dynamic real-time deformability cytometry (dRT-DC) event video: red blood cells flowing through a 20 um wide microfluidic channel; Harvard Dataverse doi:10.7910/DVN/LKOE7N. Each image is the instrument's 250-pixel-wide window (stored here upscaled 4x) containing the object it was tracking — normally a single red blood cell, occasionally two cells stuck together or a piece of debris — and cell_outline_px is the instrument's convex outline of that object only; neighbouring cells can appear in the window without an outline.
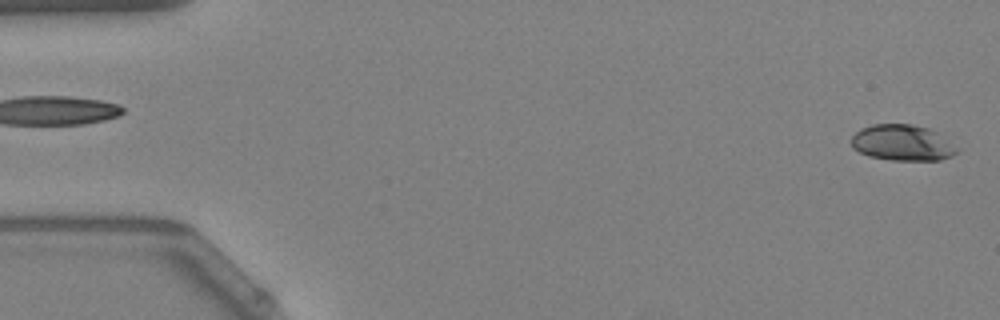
{"species": "Egyptian fruit bat (a non-hibernating species)", "species_latin": "Rousettus aegyptiacus", "temperature_condition": "warm", "stored_images_in_passage": 51, "camera_frame_rate_fps": 3000, "um_per_image_px": 0.085, "animal": {"sex": "female"}, "frame": {"image": 1, "passage_image": 1, "time_ms": 0.0, "image_size_px": [1000, 320], "cell_outline_px": [[960, 148], [952, 156], [940, 160], [892, 160], [868, 156], [852, 148], [852, 136], [860, 128], [872, 124], [912, 124], [928, 128], [936, 132]], "centroid_in_image_um": [76.7, 12.13], "position_along_channel_um": 8.3, "area_um2": 22.2}}
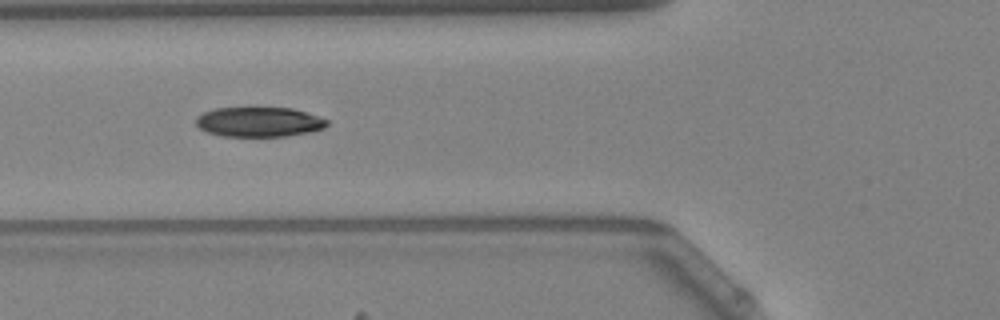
{"frame": {"image": 2, "passage_image": 20, "time_ms": 6.333, "image_size_px": [1000, 320], "cell_outline_px": [[328, 124], [324, 128], [308, 132], [284, 136], [224, 136], [208, 132], [200, 128], [196, 124], [196, 120], [204, 112], [216, 108], [252, 104], [292, 108], [328, 120]], "centroid_in_image_um": [22.0, 10.3], "position_along_channel_um": 103.8, "area_um2": 23.41}}
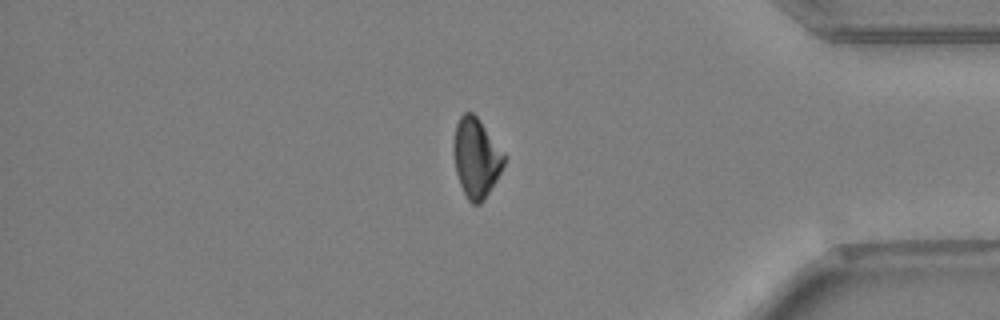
{"frame": {"image": 3, "passage_image": 45, "time_ms": 14.667, "image_size_px": [1000, 320], "cell_outline_px": [[508, 156], [496, 180], [484, 200], [480, 204], [472, 204], [468, 200], [460, 184], [456, 172], [452, 148], [456, 124], [460, 116], [464, 112], [472, 112], [476, 116]], "centroid_in_image_um": [40.48, 13.4], "position_along_channel_um": 394.7, "area_um2": 23.47}, "authors_computed_cell_mechanics": {"area_um2": 23.6402, "velocity_mm_per_s": 3.8224, "shape_relaxation_time_tau1_ms": 8.4493, "shape_relaxation_time_tau2_ms": 8.0669, "deformation_change_tau1": 0.162, "deformation_change_tau2": 0.13}}